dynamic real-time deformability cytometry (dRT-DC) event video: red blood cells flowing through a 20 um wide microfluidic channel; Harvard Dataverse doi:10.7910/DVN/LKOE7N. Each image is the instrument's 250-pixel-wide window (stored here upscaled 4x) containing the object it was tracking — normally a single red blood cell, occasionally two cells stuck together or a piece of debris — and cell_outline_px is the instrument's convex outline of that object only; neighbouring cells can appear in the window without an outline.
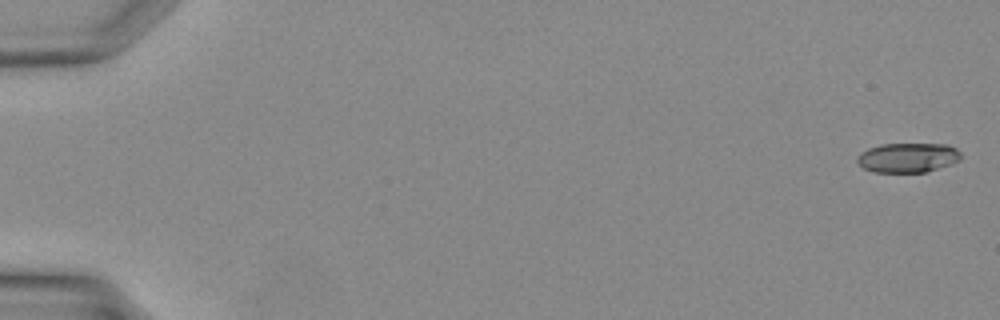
{"species": "Egyptian fruit bat (a non-hibernating species)", "species_latin": "Rousettus aegyptiacus", "temperature_condition": "warm", "stored_images_in_passage": 38, "camera_frame_rate_fps": 3000, "um_per_image_px": 0.085, "animal": {"sex": "female"}, "frame": {"image": 1, "passage_image": 1, "time_ms": 0.0, "image_size_px": [1000, 320], "cell_outline_px": [[960, 160], [924, 172], [872, 172], [864, 168], [856, 160], [856, 156], [860, 152], [868, 148], [880, 144], [948, 144], [956, 148], [960, 152]], "centroid_in_image_um": [77.12, 13.38], "position_along_channel_um": 7.9, "area_um2": 17.8}}
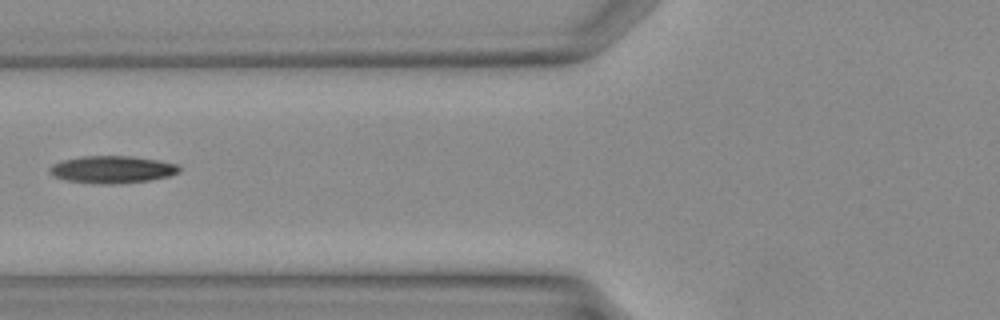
{"frame": {"image": 2, "passage_image": 16, "time_ms": 5.0, "image_size_px": [1000, 320], "cell_outline_px": [[180, 172], [168, 176], [148, 180], [112, 184], [104, 184], [64, 180], [52, 176], [48, 172], [48, 168], [52, 164], [64, 160], [84, 156], [128, 156], [156, 160], [176, 164], [180, 168]], "centroid_in_image_um": [9.48, 14.41], "position_along_channel_um": 116.3, "area_um2": 20.4}}
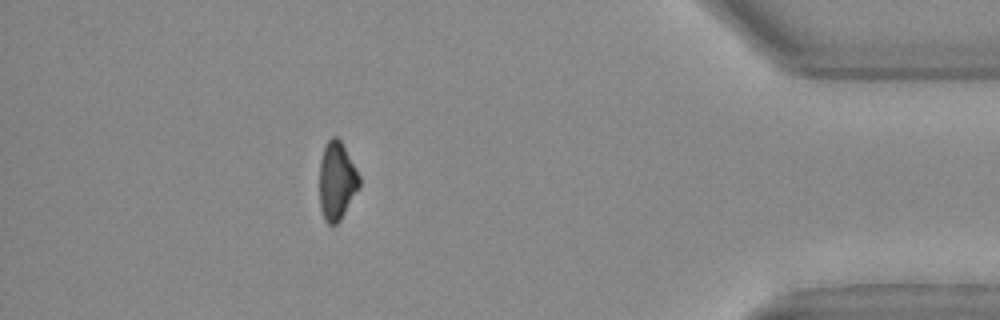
{"frame": {"image": 3, "passage_image": 34, "time_ms": 11.0, "image_size_px": [1000, 320], "cell_outline_px": [[360, 184], [340, 220], [336, 224], [328, 224], [324, 220], [320, 208], [320, 160], [324, 144], [332, 136], [336, 136], [340, 140], [356, 168], [360, 176]], "centroid_in_image_um": [28.61, 15.35], "position_along_channel_um": 406.6, "area_um2": 17.98}}